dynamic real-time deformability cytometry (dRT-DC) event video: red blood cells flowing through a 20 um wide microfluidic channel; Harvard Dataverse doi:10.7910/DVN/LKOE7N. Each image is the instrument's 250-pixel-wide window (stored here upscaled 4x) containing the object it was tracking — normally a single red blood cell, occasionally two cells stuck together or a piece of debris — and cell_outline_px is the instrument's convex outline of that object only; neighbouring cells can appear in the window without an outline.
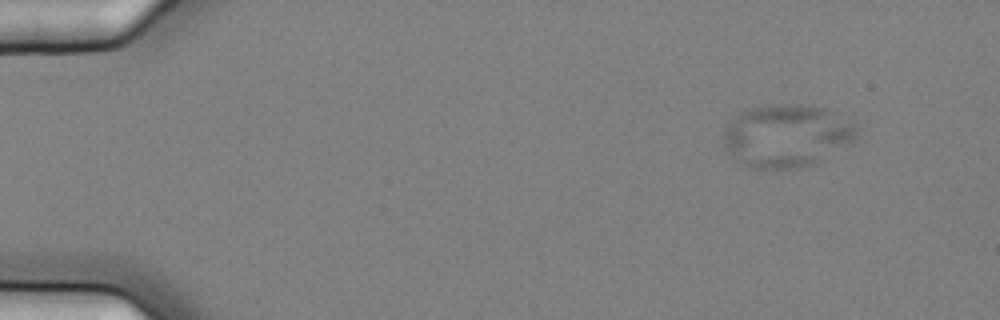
{"species": "common noctule bat (a hibernating species)", "species_latin": "Nyctalus noctula", "temperature_condition": "cold", "stored_images_in_passage": 4, "camera_frame_rate_fps": 3000, "um_per_image_px": 0.085, "animal": {"sex": "female", "body_mass_g": 25.1}, "frame": {"image": 1, "passage_image": 1, "time_ms": 0.0, "image_size_px": [1000, 320], "cell_outline_px": [[860, 136], [856, 140], [816, 164], [800, 168], [756, 168], [744, 164], [736, 160], [724, 152], [720, 136], [732, 120], [740, 112], [752, 108], [768, 104], [812, 104], [824, 108], [856, 124], [860, 128]], "centroid_in_image_um": [66.88, 11.54], "position_along_channel_um": 18.1, "area_um2": 49.65}}
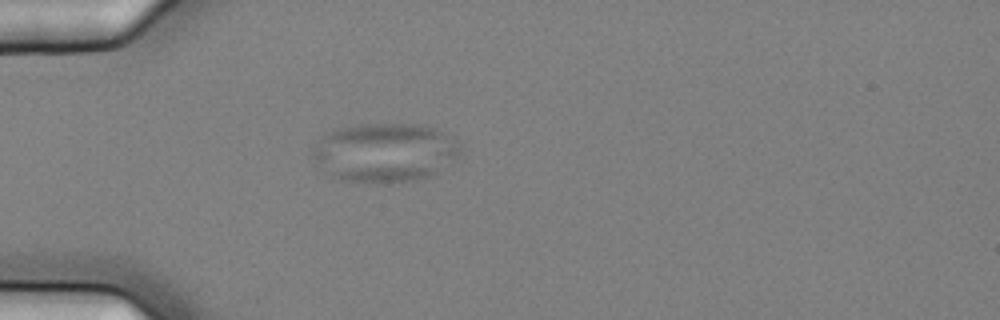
{"frame": {"image": 2, "passage_image": 4, "time_ms": 1.0, "image_size_px": [1000, 320], "cell_outline_px": [[460, 156], [456, 160], [428, 176], [412, 180], [340, 180], [324, 172], [312, 156], [312, 152], [320, 140], [324, 136], [332, 132], [344, 128], [360, 124], [424, 124], [444, 132], [456, 140], [460, 144]], "centroid_in_image_um": [32.76, 12.92], "position_along_channel_um": 52.2, "area_um2": 49.59}}